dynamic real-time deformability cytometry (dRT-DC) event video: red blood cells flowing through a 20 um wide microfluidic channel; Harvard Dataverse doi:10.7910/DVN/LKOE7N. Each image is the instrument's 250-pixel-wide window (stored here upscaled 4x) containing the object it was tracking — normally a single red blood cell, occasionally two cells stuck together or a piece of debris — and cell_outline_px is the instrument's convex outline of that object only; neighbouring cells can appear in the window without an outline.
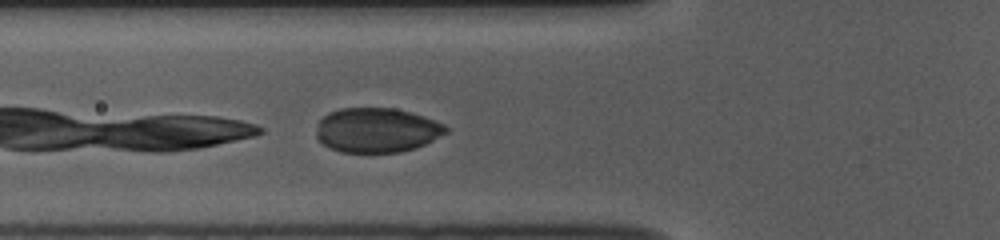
{"species": "common noctule bat (a hibernating species)", "species_latin": "Nyctalus noctula", "temperature_condition": "room temperature", "stored_images_in_passage": 22, "camera_frame_rate_fps": 3000, "um_per_image_px": 0.085, "animal": {"sex": "female", "body_mass_g": 10.0, "forearm_length_mm": 53.1}, "frame": {"image": 1, "passage_image": 3, "time_ms": 0.667, "image_size_px": [1000, 240], "cell_outline_px": [[448, 132], [416, 148], [400, 152], [340, 152], [324, 144], [316, 136], [316, 124], [328, 112], [340, 108], [392, 108], [408, 112], [444, 124], [448, 128]], "centroid_in_image_um": [31.99, 11.06], "position_along_channel_um": 93.8, "area_um2": 33.41}}
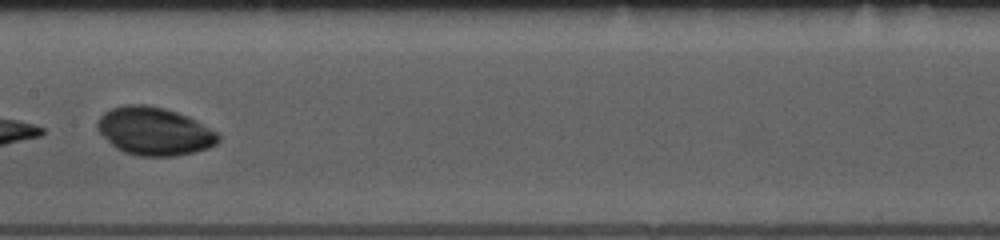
{"frame": {"image": 2, "passage_image": 11, "time_ms": 3.333, "image_size_px": [1000, 240], "cell_outline_px": [[220, 140], [216, 144], [208, 148], [192, 152], [172, 156], [136, 156], [124, 152], [116, 148], [96, 128], [96, 124], [100, 116], [104, 112], [112, 108], [124, 104], [144, 104], [164, 108], [188, 116], [196, 120], [216, 132], [220, 136]], "centroid_in_image_um": [13.11, 11.15], "position_along_channel_um": 194.3, "area_um2": 33.7}}
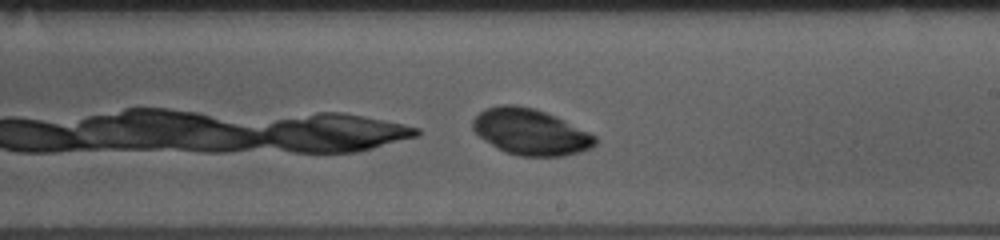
{"frame": {"image": 3, "passage_image": 15, "time_ms": 4.667, "image_size_px": [1000, 240], "cell_outline_px": [[596, 144], [592, 148], [580, 152], [564, 156], [520, 156], [504, 152], [480, 136], [472, 128], [472, 120], [484, 108], [504, 104], [512, 104], [536, 108], [556, 116], [596, 136]], "centroid_in_image_um": [45.1, 11.21], "position_along_channel_um": 243.9, "area_um2": 32.83}}